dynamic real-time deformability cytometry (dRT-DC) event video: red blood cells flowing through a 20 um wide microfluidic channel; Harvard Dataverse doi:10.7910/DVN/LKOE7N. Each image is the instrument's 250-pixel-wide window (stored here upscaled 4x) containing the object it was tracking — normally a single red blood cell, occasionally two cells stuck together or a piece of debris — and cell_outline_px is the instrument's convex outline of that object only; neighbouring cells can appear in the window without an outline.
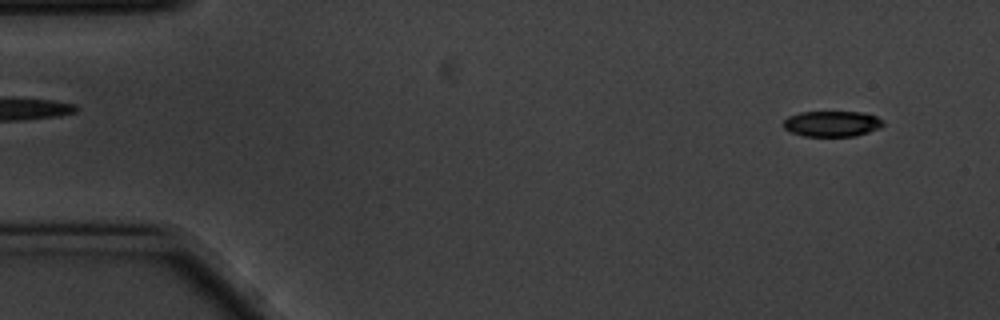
{"species": "common noctule bat (a hibernating species)", "species_latin": "Nyctalus noctula", "temperature_condition": "cold", "stored_images_in_passage": 57, "camera_frame_rate_fps": 3000, "um_per_image_px": 0.085, "animal": {"sex": "male", "body_mass_g": 20.1, "forearm_length_mm": 53.5}, "frame": {"image": 1, "passage_image": 4, "time_ms": 1.0, "image_size_px": [1000, 320], "cell_outline_px": [[884, 124], [880, 128], [856, 136], [804, 136], [792, 132], [784, 128], [784, 120], [788, 116], [800, 112], [864, 112], [876, 116]], "centroid_in_image_um": [70.72, 10.51], "position_along_channel_um": 14.3, "area_um2": 14.85}}
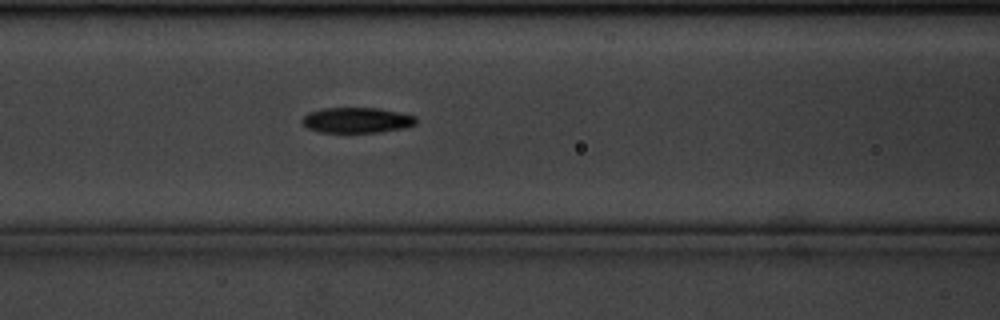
{"frame": {"image": 2, "passage_image": 23, "time_ms": 7.333, "image_size_px": [1000, 320], "cell_outline_px": [[416, 124], [404, 128], [380, 132], [320, 132], [308, 128], [300, 120], [308, 112], [324, 108], [380, 108], [416, 116]], "centroid_in_image_um": [30.33, 10.21], "position_along_channel_um": 136.3, "area_um2": 16.88}}
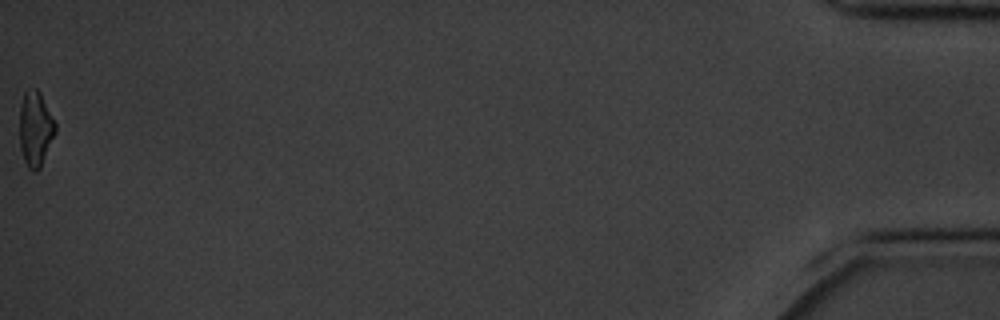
{"frame": {"image": 3, "passage_image": 57, "time_ms": 18.667, "image_size_px": [1000, 320], "cell_outline_px": [[56, 132], [40, 168], [36, 172], [32, 172], [28, 168], [24, 160], [20, 148], [20, 108], [24, 92], [28, 88], [36, 88], [40, 92], [56, 124]], "centroid_in_image_um": [3.01, 10.96], "position_along_channel_um": 432.2, "area_um2": 15.66}, "authors_computed_cell_mechanics": {"area_um2": 16.8198, "velocity_mm_per_s": 3.5014, "shape_relaxation_time_tau1_ms": 3.8741, "shape_relaxation_time_tau2_ms": 2.8924, "deformation_change_tau1": 0.1359, "deformation_change_tau2": 0.0991}}